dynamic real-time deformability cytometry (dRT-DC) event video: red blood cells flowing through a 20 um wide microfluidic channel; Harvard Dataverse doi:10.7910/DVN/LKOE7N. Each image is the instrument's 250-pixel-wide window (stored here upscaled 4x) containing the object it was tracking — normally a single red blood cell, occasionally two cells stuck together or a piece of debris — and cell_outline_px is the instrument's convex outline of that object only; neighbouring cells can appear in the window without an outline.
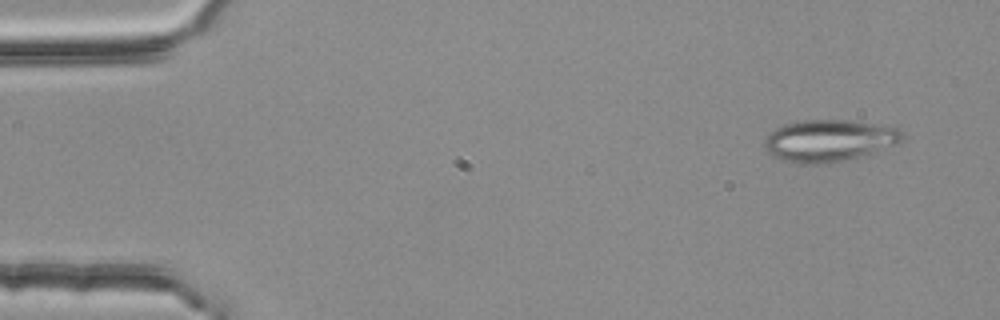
{"species": "common noctule bat (a hibernating species)", "species_latin": "Nyctalus noctula", "temperature_condition": "room temperature", "stored_images_in_passage": 4, "camera_frame_rate_fps": 3000, "um_per_image_px": 0.085, "animal": {"sex": "female", "body_mass_g": 25.1}, "frame": {"image": 1, "passage_image": 1, "time_ms": 0.0, "image_size_px": [1000, 320], "cell_outline_px": [[904, 140], [896, 144], [844, 160], [824, 164], [796, 164], [780, 160], [772, 156], [764, 148], [764, 140], [768, 132], [784, 124], [804, 120], [848, 120], [896, 128], [904, 132]], "centroid_in_image_um": [70.39, 11.96], "position_along_channel_um": 14.6, "area_um2": 33.52}}